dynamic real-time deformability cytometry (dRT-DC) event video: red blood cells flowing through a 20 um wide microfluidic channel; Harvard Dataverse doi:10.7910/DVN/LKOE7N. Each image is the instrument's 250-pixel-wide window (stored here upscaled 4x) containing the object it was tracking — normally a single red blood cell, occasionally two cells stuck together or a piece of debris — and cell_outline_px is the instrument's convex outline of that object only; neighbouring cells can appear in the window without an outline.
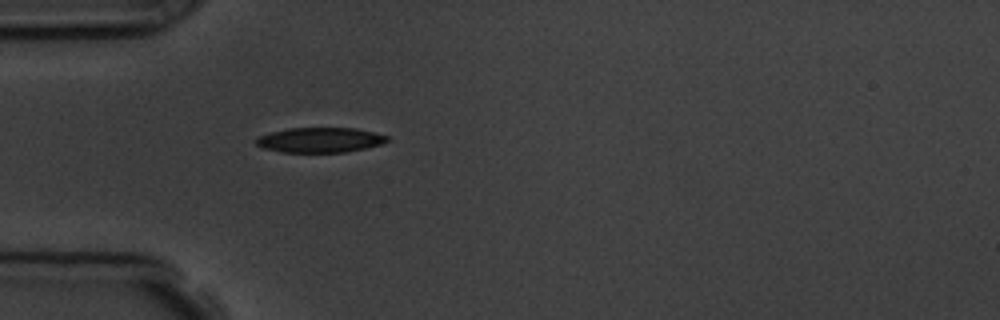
{"species": "common noctule bat (a hibernating species)", "species_latin": "Nyctalus noctula", "temperature_condition": "room temperature", "stored_images_in_passage": 1, "camera_frame_rate_fps": 3000, "um_per_image_px": 0.085, "animal": {"sex": "male", "body_mass_g": 19.5, "forearm_length_mm": 54.6}, "frame": {"image": 1, "passage_image": 1, "time_ms": 0.0, "image_size_px": [1000, 320], "cell_outline_px": [[392, 140], [380, 144], [364, 148], [344, 152], [280, 152], [264, 148], [256, 144], [252, 140], [256, 136], [288, 128], [356, 128], [388, 136]], "centroid_in_image_um": [27.16, 11.89], "position_along_channel_um": 57.8, "area_um2": 19.13}}